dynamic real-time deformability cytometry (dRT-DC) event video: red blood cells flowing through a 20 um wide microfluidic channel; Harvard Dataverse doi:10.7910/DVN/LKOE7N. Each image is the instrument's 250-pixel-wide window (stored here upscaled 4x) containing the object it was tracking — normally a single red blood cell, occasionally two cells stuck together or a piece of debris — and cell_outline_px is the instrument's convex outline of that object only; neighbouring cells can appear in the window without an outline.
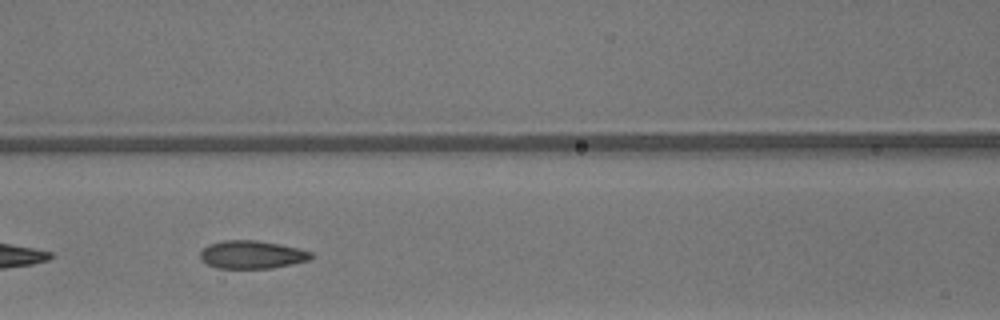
{"species": "common noctule bat (a hibernating species)", "species_latin": "Nyctalus noctula", "temperature_condition": "warm", "stored_images_in_passage": 15, "camera_frame_rate_fps": 3000, "um_per_image_px": 0.085, "animal": {"sex": "male", "body_mass_g": 13.3}, "frame": {"image": 1, "passage_image": 9, "time_ms": 2.667, "image_size_px": [1000, 320], "cell_outline_px": [[312, 256], [308, 260], [292, 264], [272, 268], [216, 268], [200, 260], [200, 252], [208, 244], [224, 240], [256, 240], [280, 244], [312, 252]], "centroid_in_image_um": [21.37, 21.64], "position_along_channel_um": 145.2, "area_um2": 18.03}}